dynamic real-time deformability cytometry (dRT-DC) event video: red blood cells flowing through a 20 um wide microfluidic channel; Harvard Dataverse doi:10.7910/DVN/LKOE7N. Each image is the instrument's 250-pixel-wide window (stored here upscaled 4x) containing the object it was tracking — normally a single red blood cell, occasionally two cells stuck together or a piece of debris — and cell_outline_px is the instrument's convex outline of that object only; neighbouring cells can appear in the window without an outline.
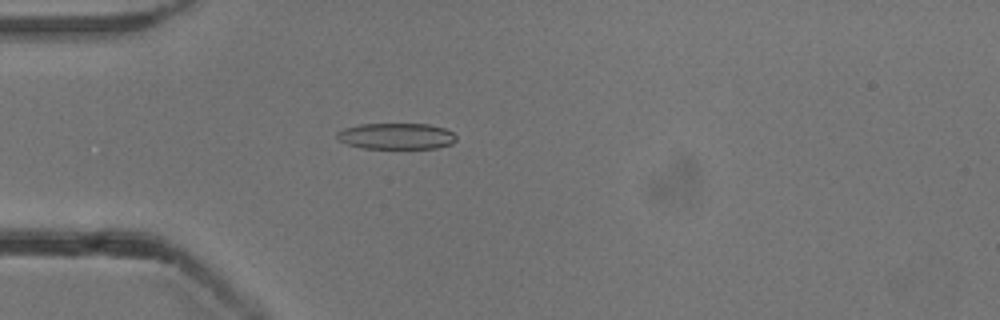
{"species": "common noctule bat (a hibernating species)", "species_latin": "Nyctalus noctula", "temperature_condition": "cold", "stored_images_in_passage": 53, "camera_frame_rate_fps": 3000, "um_per_image_px": 0.085, "animal": {"sex": "male", "body_mass_g": 13.3}, "frame": {"image": 1, "passage_image": 15, "time_ms": 4.667, "image_size_px": [1000, 320], "cell_outline_px": [[456, 140], [452, 144], [436, 148], [364, 148], [348, 144], [340, 140], [336, 136], [336, 132], [344, 128], [360, 124], [428, 124], [444, 128], [452, 132], [456, 136]], "centroid_in_image_um": [33.7, 11.57], "position_along_channel_um": 51.3, "area_um2": 18.09}}
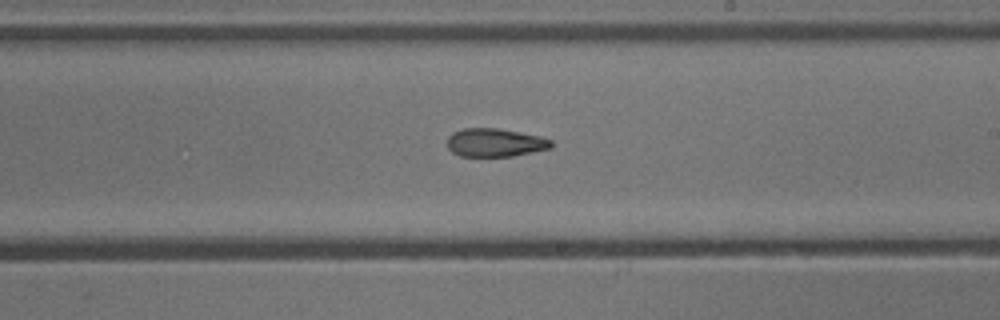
{"frame": {"image": 2, "passage_image": 31, "time_ms": 10.0, "image_size_px": [1000, 320], "cell_outline_px": [[552, 148], [512, 156], [460, 156], [452, 152], [448, 148], [448, 136], [452, 132], [464, 128], [496, 128], [520, 132], [540, 136], [552, 140]], "centroid_in_image_um": [42.08, 12.12], "position_along_channel_um": 246.9, "area_um2": 17.17}}
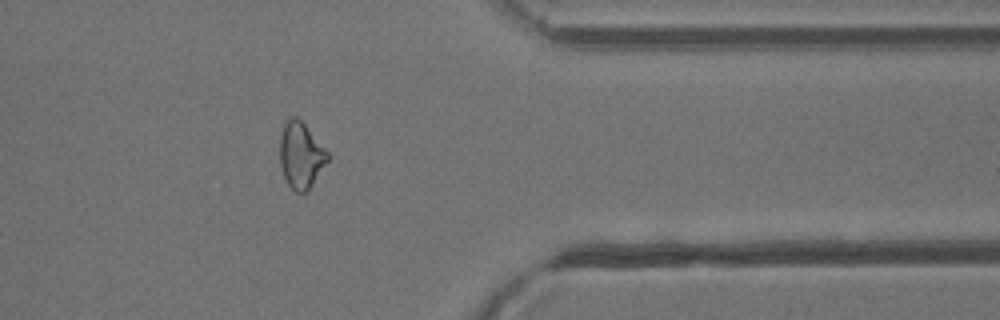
{"frame": {"image": 3, "passage_image": 43, "time_ms": 14.0, "image_size_px": [1000, 320], "cell_outline_px": [[328, 160], [308, 192], [296, 192], [288, 184], [284, 176], [280, 164], [280, 136], [284, 124], [288, 116], [296, 116], [304, 124], [328, 152]], "centroid_in_image_um": [25.56, 13.2], "position_along_channel_um": 385.8, "area_um2": 18.26}, "authors_computed_cell_mechanics": {"area_um2": 18.7272, "velocity_mm_per_s": 3.8459, "shape_relaxation_time_tau1_ms": null, "shape_relaxation_time_tau2_ms": 8.8625, "deformation_change_tau1": null, "deformation_change_tau2": 0.2025}}